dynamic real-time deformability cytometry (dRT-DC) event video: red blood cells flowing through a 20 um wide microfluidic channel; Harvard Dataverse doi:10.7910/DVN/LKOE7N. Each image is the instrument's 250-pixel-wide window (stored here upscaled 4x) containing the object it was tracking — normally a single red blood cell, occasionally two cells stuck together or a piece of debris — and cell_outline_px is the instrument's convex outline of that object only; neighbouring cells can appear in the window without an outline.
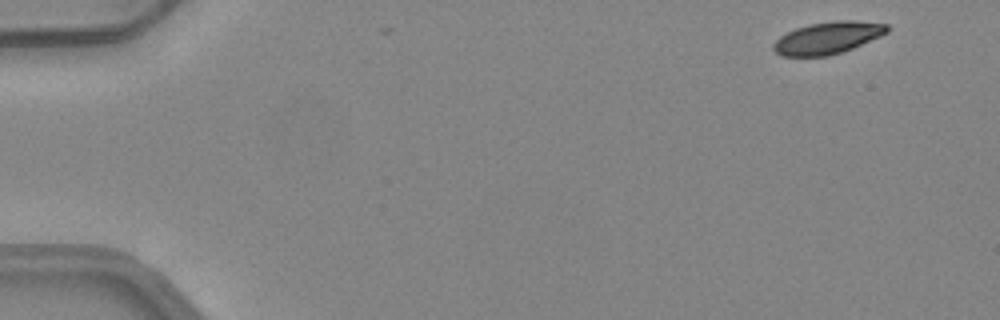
{"species": "common noctule bat (a hibernating species)", "species_latin": "Nyctalus noctula", "temperature_condition": "warm", "stored_images_in_passage": 2, "camera_frame_rate_fps": 3000, "um_per_image_px": 0.085, "animal": {"sex": "female", "body_mass_g": 24.6, "forearm_length_mm": 56.2}, "frame": {"image": 1, "passage_image": 1, "time_ms": 0.0, "image_size_px": [1000, 320], "cell_outline_px": [[888, 32], [880, 36], [852, 48], [828, 56], [780, 56], [772, 48], [772, 44], [780, 36], [796, 28], [808, 24], [836, 20], [856, 20], [888, 24]], "centroid_in_image_um": [70.34, 3.21], "position_along_channel_um": 14.7, "area_um2": 21.21}}